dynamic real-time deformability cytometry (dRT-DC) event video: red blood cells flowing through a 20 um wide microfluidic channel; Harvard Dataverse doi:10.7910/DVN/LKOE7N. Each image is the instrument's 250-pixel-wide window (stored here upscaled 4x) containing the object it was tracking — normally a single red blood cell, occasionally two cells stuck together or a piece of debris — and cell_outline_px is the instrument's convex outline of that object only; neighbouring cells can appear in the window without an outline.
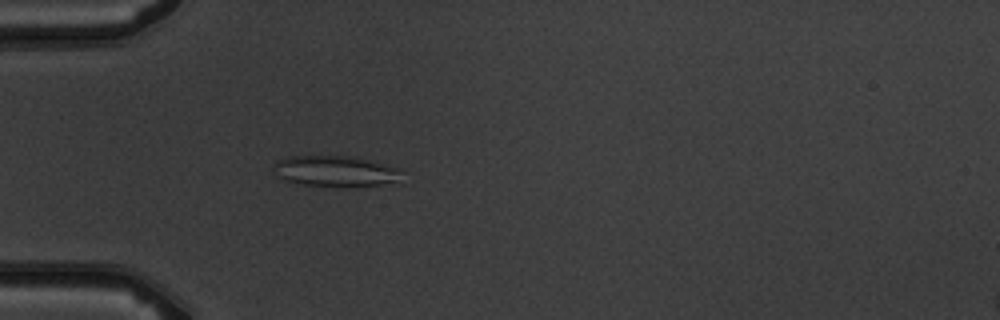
{"species": "common noctule bat (a hibernating species)", "species_latin": "Nyctalus noctula", "temperature_condition": "warm", "stored_images_in_passage": 4, "camera_frame_rate_fps": 3000, "um_per_image_px": 0.085, "animal": {"sex": "male", "body_mass_g": 19.5, "forearm_length_mm": 54.6}, "frame": {"image": 1, "passage_image": 4, "time_ms": 3.333, "image_size_px": [1000, 320], "cell_outline_px": [[404, 184], [304, 184], [284, 180], [276, 176], [272, 168], [272, 164], [276, 160], [288, 156], [356, 156], [400, 168]], "centroid_in_image_um": [28.54, 14.51], "position_along_channel_um": 56.5, "area_um2": 22.89}}